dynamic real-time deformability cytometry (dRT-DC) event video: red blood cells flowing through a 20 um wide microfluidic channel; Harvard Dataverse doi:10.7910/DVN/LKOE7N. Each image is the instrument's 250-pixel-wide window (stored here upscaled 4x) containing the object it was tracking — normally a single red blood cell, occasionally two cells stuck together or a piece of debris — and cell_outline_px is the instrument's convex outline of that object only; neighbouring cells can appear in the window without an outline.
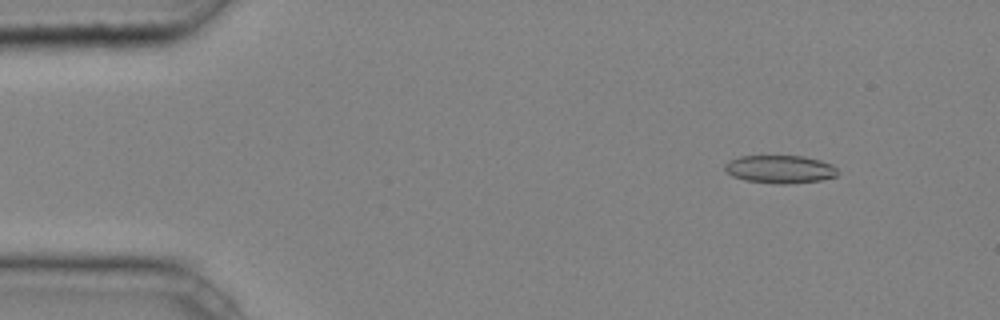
{"species": "common noctule bat (a hibernating species)", "species_latin": "Nyctalus noctula", "temperature_condition": "cold", "stored_images_in_passage": 45, "camera_frame_rate_fps": 3000, "um_per_image_px": 0.085, "animal": {"sex": "male", "body_mass_g": 20.4}, "frame": {"image": 1, "passage_image": 5, "time_ms": 1.333, "image_size_px": [1000, 320], "cell_outline_px": [[840, 172], [836, 176], [820, 180], [788, 184], [776, 184], [748, 180], [732, 176], [724, 168], [724, 164], [728, 160], [740, 156], [804, 156], [820, 160], [832, 164]], "centroid_in_image_um": [66.31, 14.38], "position_along_channel_um": 18.7, "area_um2": 18.44}}
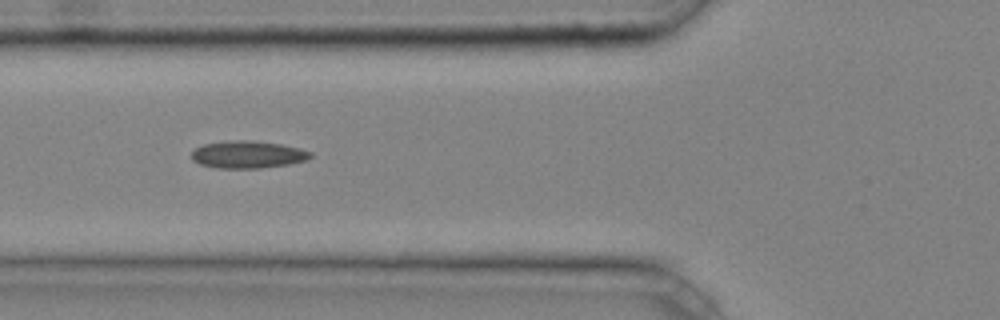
{"frame": {"image": 2, "passage_image": 17, "time_ms": 5.333, "image_size_px": [1000, 320], "cell_outline_px": [[312, 156], [308, 160], [288, 164], [260, 168], [216, 168], [200, 164], [192, 160], [192, 152], [196, 148], [204, 144], [232, 140], [252, 140], [280, 144], [300, 148], [312, 152]], "centroid_in_image_um": [21.08, 13.13], "position_along_channel_um": 104.7, "area_um2": 18.96}}
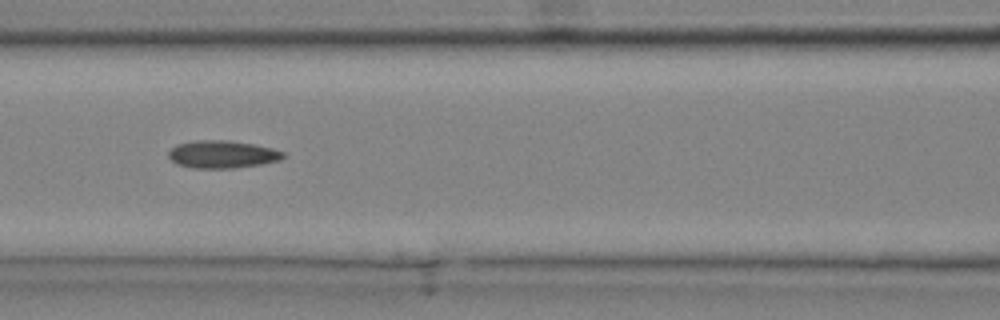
{"frame": {"image": 3, "passage_image": 20, "time_ms": 6.333, "image_size_px": [1000, 320], "cell_outline_px": [[288, 156], [280, 160], [260, 164], [236, 168], [192, 168], [176, 164], [168, 156], [168, 152], [176, 144], [196, 140], [228, 140], [256, 144], [272, 148], [284, 152]], "centroid_in_image_um": [18.91, 13.11], "position_along_channel_um": 147.7, "area_um2": 18.67}, "authors_computed_cell_mechanics": {"area_um2": 18.0336, "velocity_mm_per_s": 4.2654, "shape_relaxation_time_tau1_ms": 2.7115, "shape_relaxation_time_tau2_ms": 3.4786, "deformation_change_tau1": 0.0831, "deformation_change_tau2": 0.1081}}